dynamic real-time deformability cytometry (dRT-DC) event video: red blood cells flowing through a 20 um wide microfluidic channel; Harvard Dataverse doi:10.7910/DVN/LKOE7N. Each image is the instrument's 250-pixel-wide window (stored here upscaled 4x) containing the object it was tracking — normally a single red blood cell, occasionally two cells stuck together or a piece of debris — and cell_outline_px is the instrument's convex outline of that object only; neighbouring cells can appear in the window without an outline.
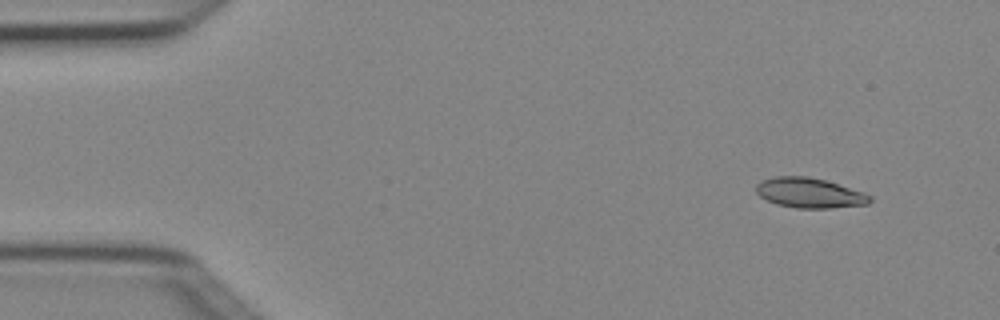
{"species": "Egyptian fruit bat (a non-hibernating species)", "species_latin": "Rousettus aegyptiacus", "temperature_condition": "cold", "stored_images_in_passage": 7, "camera_frame_rate_fps": 3000, "um_per_image_px": 0.085, "animal": {"sex": "female"}, "frame": {"image": 1, "passage_image": 1, "time_ms": 0.0, "image_size_px": [1000, 320], "cell_outline_px": [[872, 200], [868, 204], [832, 208], [796, 208], [776, 204], [760, 196], [756, 192], [756, 184], [760, 180], [772, 176], [808, 176], [824, 180], [864, 192], [872, 196]], "centroid_in_image_um": [68.79, 16.39], "position_along_channel_um": 16.2, "area_um2": 20.0}}
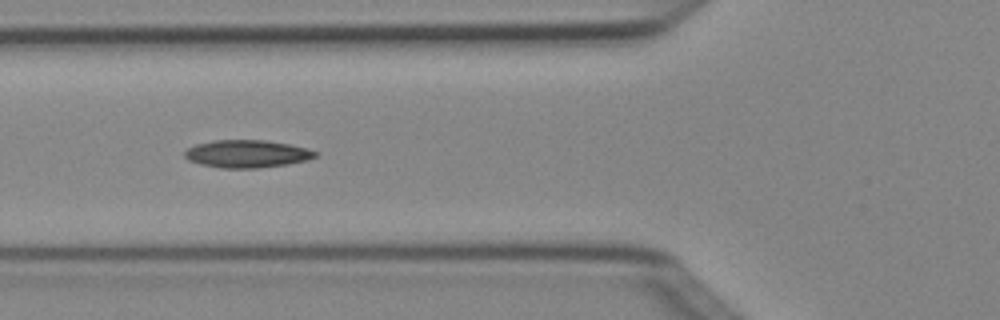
{"frame": {"image": 2, "passage_image": 5, "time_ms": 1.333, "image_size_px": [1000, 320], "cell_outline_px": [[320, 152], [316, 156], [308, 160], [288, 164], [256, 168], [220, 168], [200, 164], [188, 160], [184, 156], [184, 152], [188, 148], [196, 144], [212, 140], [264, 140], [288, 144], [308, 148]], "centroid_in_image_um": [21.0, 13.07], "position_along_channel_um": 104.8, "area_um2": 21.15}}
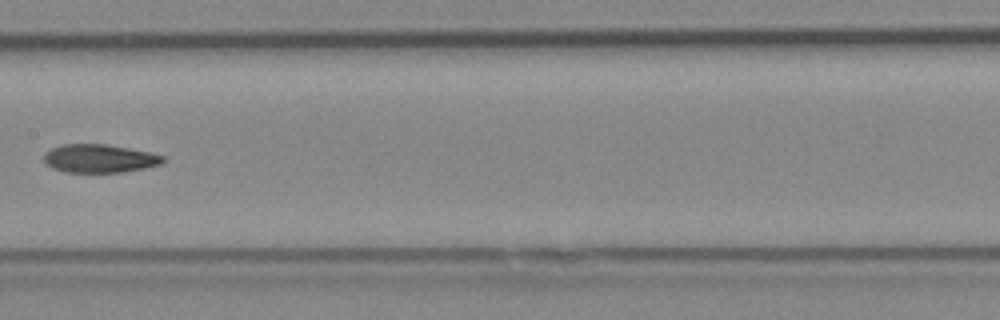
{"frame": {"image": 3, "passage_image": 7, "time_ms": 2.0, "image_size_px": [1000, 320], "cell_outline_px": [[164, 164], [124, 172], [64, 172], [52, 168], [44, 160], [44, 152], [52, 148], [64, 144], [108, 144], [152, 152], [164, 156]], "centroid_in_image_um": [8.49, 13.47], "position_along_channel_um": 198.9, "area_um2": 19.83}}